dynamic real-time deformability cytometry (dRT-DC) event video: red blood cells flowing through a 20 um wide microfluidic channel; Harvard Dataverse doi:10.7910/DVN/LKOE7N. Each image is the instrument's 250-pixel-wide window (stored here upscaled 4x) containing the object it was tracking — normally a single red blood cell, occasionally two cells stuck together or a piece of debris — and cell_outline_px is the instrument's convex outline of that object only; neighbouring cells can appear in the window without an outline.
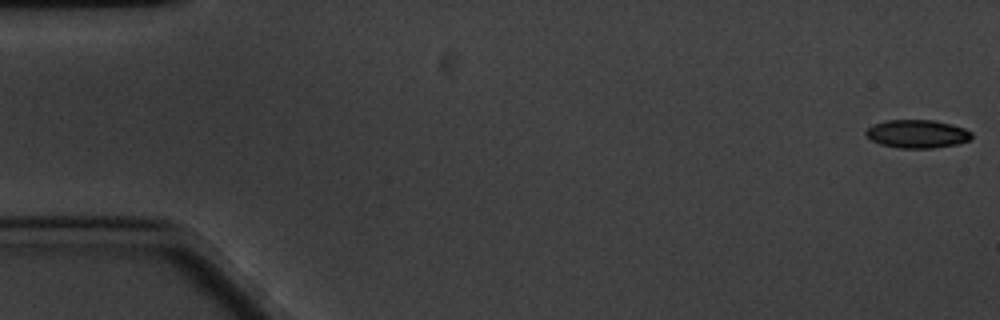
{"species": "common noctule bat (a hibernating species)", "species_latin": "Nyctalus noctula", "temperature_condition": "cold", "stored_images_in_passage": 60, "camera_frame_rate_fps": 3000, "um_per_image_px": 0.085, "animal": {"sex": "male", "body_mass_g": 20.1, "forearm_length_mm": 53.5}, "frame": {"image": 1, "passage_image": 1, "time_ms": 0.0, "image_size_px": [1000, 320], "cell_outline_px": [[972, 136], [968, 140], [956, 144], [932, 148], [896, 148], [880, 144], [872, 140], [864, 132], [872, 124], [888, 120], [936, 120], [952, 124], [964, 128], [972, 132]], "centroid_in_image_um": [77.95, 11.37], "position_along_channel_um": 7.0, "area_um2": 17.4}}
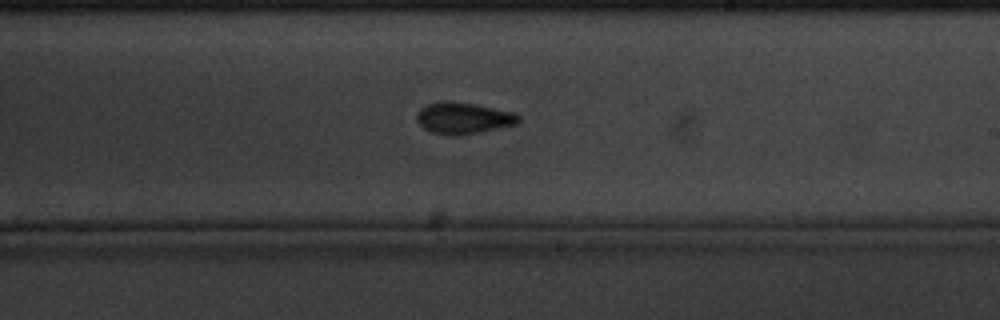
{"frame": {"image": 2, "passage_image": 35, "time_ms": 11.333, "image_size_px": [1000, 320], "cell_outline_px": [[520, 120], [516, 124], [456, 136], [448, 136], [432, 132], [424, 128], [416, 120], [416, 116], [420, 108], [428, 104], [444, 100], [448, 100], [476, 104], [516, 112], [520, 116]], "centroid_in_image_um": [39.37, 10.02], "position_along_channel_um": 249.6, "area_um2": 18.73}}
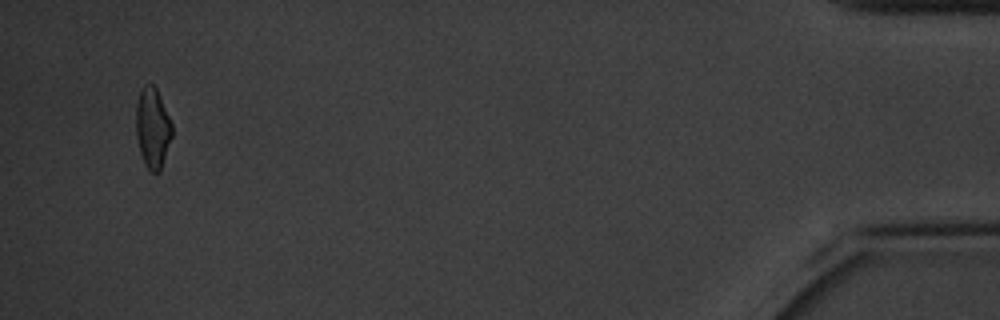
{"frame": {"image": 3, "passage_image": 58, "time_ms": 19.0, "image_size_px": [1000, 320], "cell_outline_px": [[172, 136], [160, 172], [152, 172], [144, 164], [140, 152], [136, 136], [136, 104], [140, 92], [144, 84], [152, 84], [156, 88], [160, 96], [172, 124]], "centroid_in_image_um": [12.97, 10.88], "position_along_channel_um": 422.2, "area_um2": 16.82}, "authors_computed_cell_mechanics": {"area_um2": 17.5134, "velocity_mm_per_s": 3.3186, "shape_relaxation_time_tau1_ms": 3.4586, "shape_relaxation_time_tau2_ms": 3.7155, "deformation_change_tau1": 0.1168, "deformation_change_tau2": 0.0979}}